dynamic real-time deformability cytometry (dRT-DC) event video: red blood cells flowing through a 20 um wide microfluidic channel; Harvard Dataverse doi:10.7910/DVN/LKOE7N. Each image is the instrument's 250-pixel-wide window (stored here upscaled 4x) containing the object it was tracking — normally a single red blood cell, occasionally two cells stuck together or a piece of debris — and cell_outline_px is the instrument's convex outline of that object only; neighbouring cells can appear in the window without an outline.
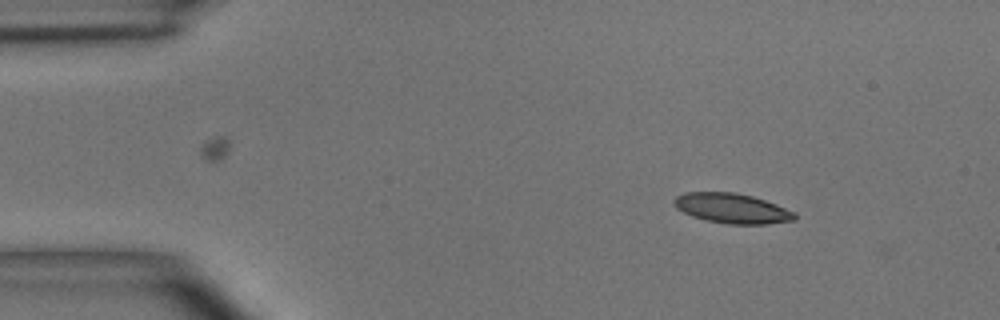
{"species": "common noctule bat (a hibernating species)", "species_latin": "Nyctalus noctula", "temperature_condition": "room temperature", "stored_images_in_passage": 2, "camera_frame_rate_fps": 3000, "um_per_image_px": 0.085, "animal": {"sex": "male", "body_mass_g": 15.6}, "frame": {"image": 1, "passage_image": 1, "time_ms": 0.0, "image_size_px": [1000, 320], "cell_outline_px": [[796, 220], [768, 224], [728, 224], [708, 220], [692, 216], [676, 208], [672, 204], [672, 200], [676, 196], [684, 192], [736, 192], [752, 196], [776, 204], [796, 212]], "centroid_in_image_um": [62.22, 17.7], "position_along_channel_um": 22.8, "area_um2": 21.15}}